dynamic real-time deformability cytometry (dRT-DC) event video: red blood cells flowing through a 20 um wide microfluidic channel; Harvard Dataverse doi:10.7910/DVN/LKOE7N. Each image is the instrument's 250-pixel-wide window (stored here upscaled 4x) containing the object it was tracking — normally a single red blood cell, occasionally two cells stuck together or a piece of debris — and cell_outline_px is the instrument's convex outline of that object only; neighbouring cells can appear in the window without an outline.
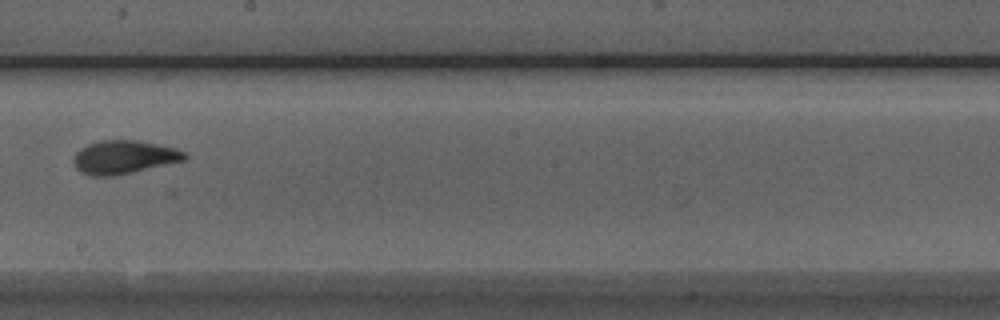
{"species": "Egyptian fruit bat (a non-hibernating species)", "species_latin": "Rousettus aegyptiacus", "temperature_condition": "room temperature", "stored_images_in_passage": 7, "camera_frame_rate_fps": 3000, "um_per_image_px": 0.085, "animal": {"sex": "male"}, "frame": {"image": 1, "passage_image": 6, "time_ms": 6.0, "image_size_px": [1000, 320], "cell_outline_px": [[188, 160], [116, 176], [92, 176], [80, 172], [76, 168], [72, 160], [76, 152], [80, 148], [88, 144], [100, 140], [136, 140], [176, 148], [188, 152]], "centroid_in_image_um": [10.57, 13.36], "position_along_channel_um": 237.6, "area_um2": 22.02}}
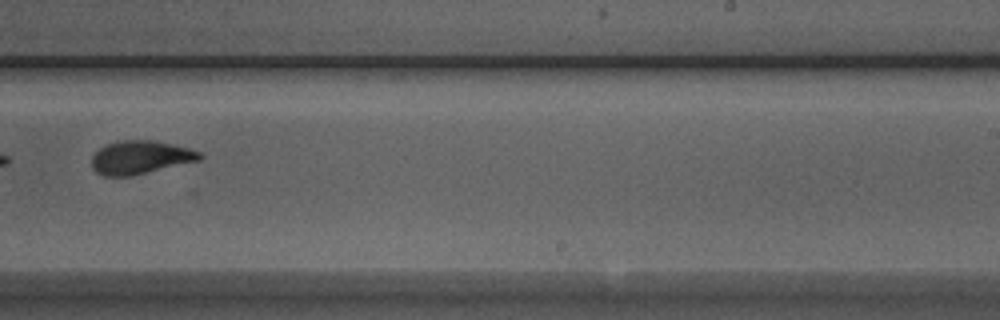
{"frame": {"image": 2, "passage_image": 7, "time_ms": 7.0, "image_size_px": [1000, 320], "cell_outline_px": [[204, 156], [200, 160], [132, 176], [104, 176], [96, 172], [92, 168], [92, 156], [100, 148], [108, 144], [120, 140], [152, 140], [188, 148], [200, 152]], "centroid_in_image_um": [11.92, 13.38], "position_along_channel_um": 277.1, "area_um2": 20.87}}